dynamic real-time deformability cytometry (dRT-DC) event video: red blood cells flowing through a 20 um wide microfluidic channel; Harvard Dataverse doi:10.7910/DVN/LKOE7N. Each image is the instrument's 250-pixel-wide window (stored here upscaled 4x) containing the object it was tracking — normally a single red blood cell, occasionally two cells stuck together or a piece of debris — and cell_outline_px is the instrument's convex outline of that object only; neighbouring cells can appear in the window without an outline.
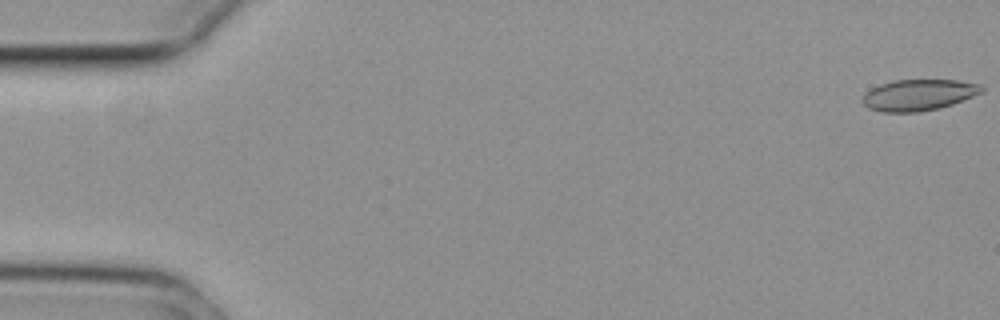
{"species": "common noctule bat (a hibernating species)", "species_latin": "Nyctalus noctula", "temperature_condition": "cold", "stored_images_in_passage": 55, "camera_frame_rate_fps": 3000, "um_per_image_px": 0.085, "animal": {"sex": "female", "body_mass_g": 29.2, "forearm_length_mm": 56.3}, "frame": {"image": 1, "passage_image": 1, "time_ms": 0.0, "image_size_px": [1000, 320], "cell_outline_px": [[984, 92], [952, 104], [940, 108], [920, 112], [880, 112], [868, 108], [860, 100], [864, 92], [880, 84], [896, 80], [960, 80], [980, 84], [984, 88]], "centroid_in_image_um": [78.07, 8.07], "position_along_channel_um": 6.9, "area_um2": 21.91}}
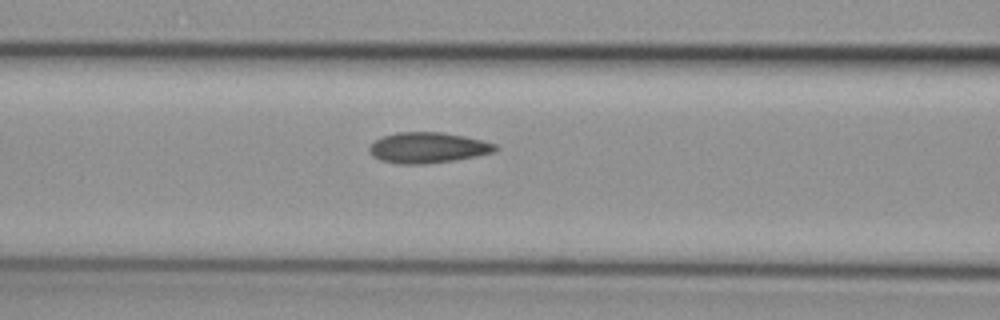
{"frame": {"image": 2, "passage_image": 23, "time_ms": 7.333, "image_size_px": [1000, 320], "cell_outline_px": [[500, 148], [496, 152], [476, 156], [452, 160], [424, 164], [396, 164], [380, 160], [372, 156], [368, 152], [368, 148], [376, 140], [384, 136], [396, 132], [440, 132], [464, 136], [496, 144]], "centroid_in_image_um": [36.36, 12.56], "position_along_channel_um": 130.2, "area_um2": 22.54}}
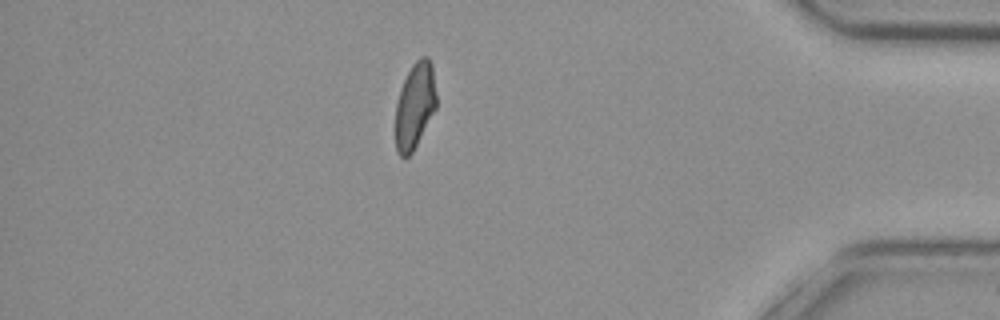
{"frame": {"image": 3, "passage_image": 48, "time_ms": 15.667, "image_size_px": [1000, 320], "cell_outline_px": [[436, 108], [412, 152], [404, 160], [396, 152], [396, 104], [400, 88], [412, 64], [420, 56], [428, 56], [432, 64], [436, 92]], "centroid_in_image_um": [35.26, 8.97], "position_along_channel_um": 399.9, "area_um2": 20.52}, "authors_computed_cell_mechanics": {"area_um2": 21.9062, "velocity_mm_per_s": 3.7308, "shape_relaxation_time_tau1_ms": 9.0573, "shape_relaxation_time_tau2_ms": 3.0805, "deformation_change_tau1": 0.1654, "deformation_change_tau2": 0.073}}